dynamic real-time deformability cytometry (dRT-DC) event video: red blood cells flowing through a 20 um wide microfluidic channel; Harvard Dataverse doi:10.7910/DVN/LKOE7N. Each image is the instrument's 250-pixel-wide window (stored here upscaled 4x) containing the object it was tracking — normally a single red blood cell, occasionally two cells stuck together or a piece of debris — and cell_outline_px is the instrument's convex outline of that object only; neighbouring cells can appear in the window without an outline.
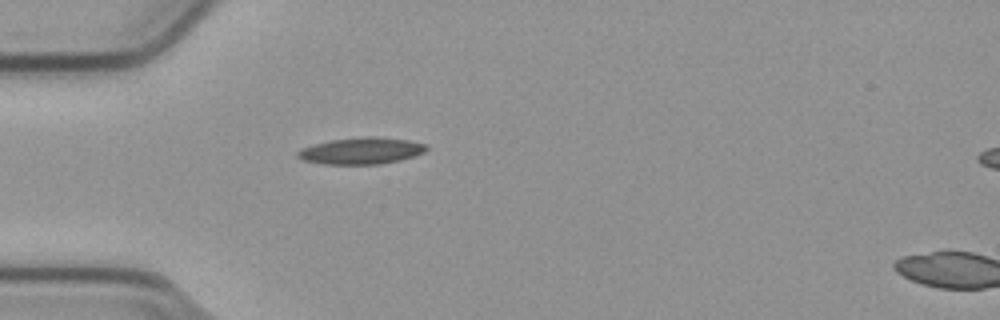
{"species": "common noctule bat (a hibernating species)", "species_latin": "Nyctalus noctula", "temperature_condition": "cold", "stored_images_in_passage": 33, "camera_frame_rate_fps": 3000, "um_per_image_px": 0.085, "animal": {"sex": "male", "body_mass_g": 23.1, "forearm_length_mm": 52.7}, "frame": {"image": 1, "passage_image": 1, "time_ms": 0.0, "image_size_px": [1000, 320], "cell_outline_px": [[428, 148], [424, 152], [400, 160], [380, 164], [324, 164], [304, 160], [296, 156], [296, 152], [304, 148], [316, 144], [332, 140], [368, 136], [376, 136], [408, 140], [428, 144]], "centroid_in_image_um": [30.75, 12.82], "position_along_channel_um": 54.2, "area_um2": 19.77}}
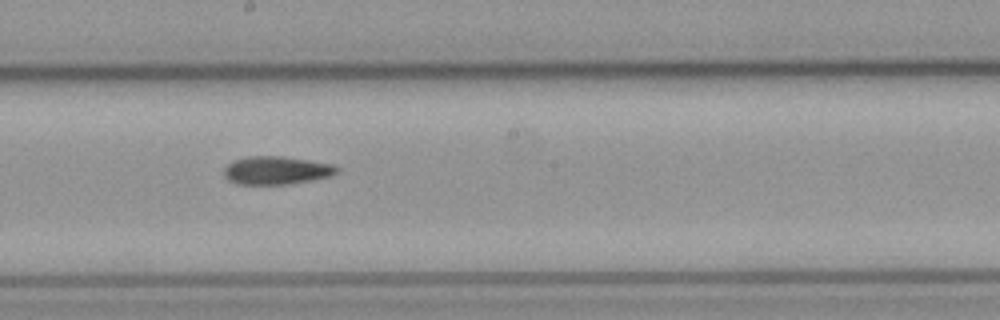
{"frame": {"image": 2, "passage_image": 15, "time_ms": 4.667, "image_size_px": [1000, 320], "cell_outline_px": [[340, 168], [336, 172], [328, 176], [312, 180], [288, 184], [236, 184], [228, 180], [224, 176], [224, 168], [228, 164], [236, 160], [248, 156], [284, 156], [332, 164]], "centroid_in_image_um": [23.47, 14.48], "position_along_channel_um": 224.7, "area_um2": 18.38}}
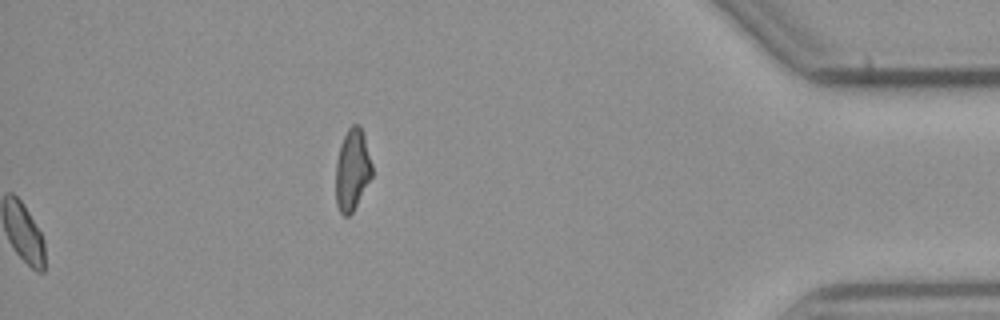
{"frame": {"image": 3, "passage_image": 33, "time_ms": 10.667, "image_size_px": [1000, 320], "cell_outline_px": [[372, 176], [352, 212], [348, 216], [344, 216], [340, 212], [336, 204], [336, 160], [344, 136], [348, 128], [352, 124], [360, 124], [364, 132], [372, 164]], "centroid_in_image_um": [29.95, 14.4], "position_along_channel_um": 405.3, "area_um2": 17.22}, "authors_computed_cell_mechanics": {"area_um2": 18.0336, "velocity_mm_per_s": 3.8078, "shape_relaxation_time_tau1_ms": null, "shape_relaxation_time_tau2_ms": 6.9106, "deformation_change_tau1": null, "deformation_change_tau2": 0.1665}}